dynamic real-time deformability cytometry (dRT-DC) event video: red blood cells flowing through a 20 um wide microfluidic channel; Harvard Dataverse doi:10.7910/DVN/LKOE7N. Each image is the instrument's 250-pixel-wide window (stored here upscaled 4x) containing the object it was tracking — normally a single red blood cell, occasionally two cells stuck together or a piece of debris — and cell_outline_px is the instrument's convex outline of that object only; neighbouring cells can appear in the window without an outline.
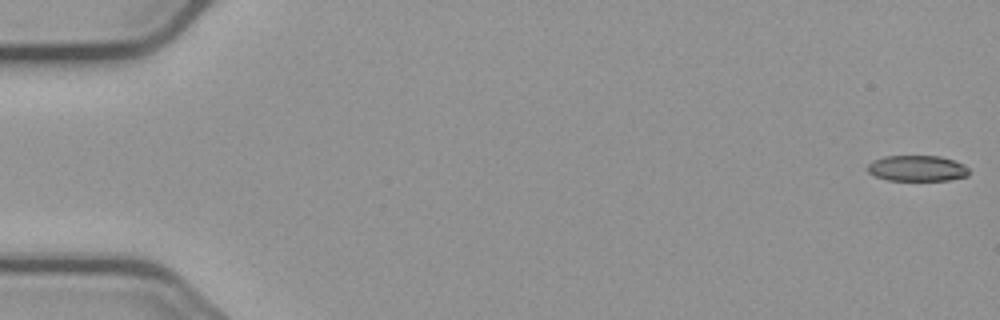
{"species": "common noctule bat (a hibernating species)", "species_latin": "Nyctalus noctula", "temperature_condition": "cold", "stored_images_in_passage": 56, "camera_frame_rate_fps": 3000, "um_per_image_px": 0.085, "animal": {"sex": "male", "body_mass_g": 23.1, "forearm_length_mm": 52.7}, "frame": {"image": 1, "passage_image": 1, "time_ms": 0.0, "image_size_px": [1000, 320], "cell_outline_px": [[968, 176], [948, 180], [888, 180], [876, 176], [868, 172], [868, 164], [872, 160], [884, 156], [940, 156], [964, 164], [968, 168]], "centroid_in_image_um": [77.95, 14.3], "position_along_channel_um": 7.1, "area_um2": 15.2}}
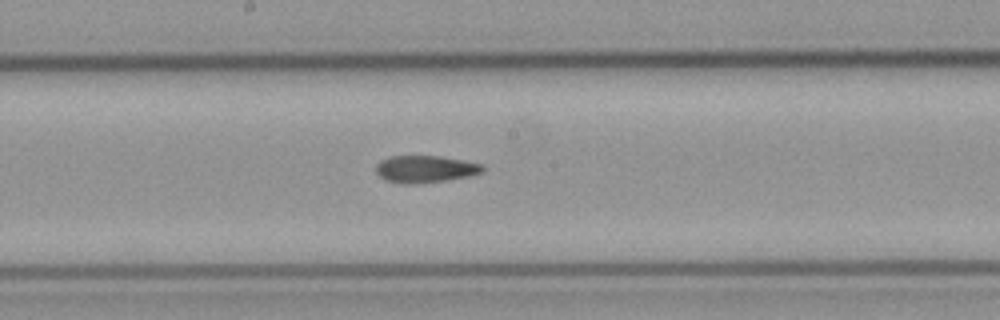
{"frame": {"image": 2, "passage_image": 30, "time_ms": 9.667, "image_size_px": [1000, 320], "cell_outline_px": [[484, 168], [480, 172], [468, 176], [444, 180], [416, 184], [400, 184], [384, 180], [376, 172], [376, 164], [380, 160], [392, 156], [440, 156], [484, 164]], "centroid_in_image_um": [36.09, 14.37], "position_along_channel_um": 212.1, "area_um2": 16.82}}
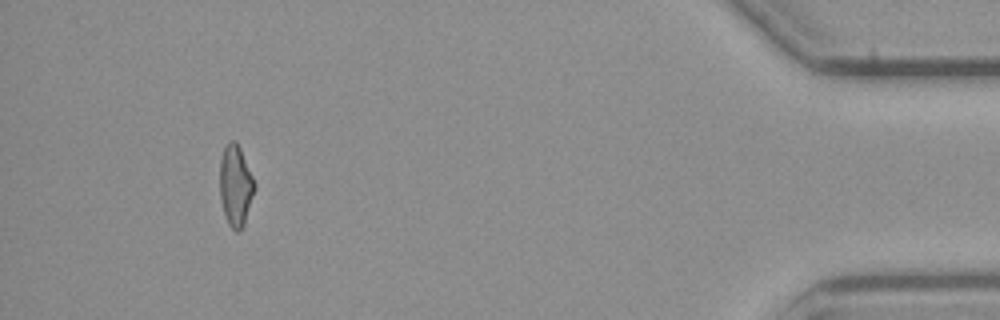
{"frame": {"image": 3, "passage_image": 52, "time_ms": 17.0, "image_size_px": [1000, 320], "cell_outline_px": [[256, 188], [244, 224], [240, 232], [236, 232], [228, 224], [224, 212], [220, 196], [220, 160], [224, 148], [232, 140], [236, 140], [240, 148], [256, 184]], "centroid_in_image_um": [20.04, 15.8], "position_along_channel_um": 415.2, "area_um2": 16.36}, "authors_computed_cell_mechanics": {"area_um2": 16.8487, "velocity_mm_per_s": 3.7153, "shape_relaxation_time_tau1_ms": null, "shape_relaxation_time_tau2_ms": 3.8802, "deformation_change_tau1": null, "deformation_change_tau2": 0.1208}}